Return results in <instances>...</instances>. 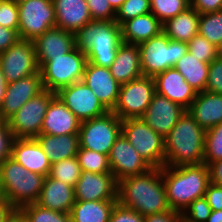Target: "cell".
Returning <instances> with one entry per match:
<instances>
[{"label": "cell", "instance_id": "6f0895ef", "mask_svg": "<svg viewBox=\"0 0 222 222\" xmlns=\"http://www.w3.org/2000/svg\"><path fill=\"white\" fill-rule=\"evenodd\" d=\"M8 222H26L25 219L16 211Z\"/></svg>", "mask_w": 222, "mask_h": 222}, {"label": "cell", "instance_id": "7a4b0ae2", "mask_svg": "<svg viewBox=\"0 0 222 222\" xmlns=\"http://www.w3.org/2000/svg\"><path fill=\"white\" fill-rule=\"evenodd\" d=\"M166 197L171 210L183 213L194 200L204 197L210 183L209 167L206 163L162 167Z\"/></svg>", "mask_w": 222, "mask_h": 222}, {"label": "cell", "instance_id": "74e56055", "mask_svg": "<svg viewBox=\"0 0 222 222\" xmlns=\"http://www.w3.org/2000/svg\"><path fill=\"white\" fill-rule=\"evenodd\" d=\"M222 160V123L206 130L204 144V163Z\"/></svg>", "mask_w": 222, "mask_h": 222}, {"label": "cell", "instance_id": "83f0119b", "mask_svg": "<svg viewBox=\"0 0 222 222\" xmlns=\"http://www.w3.org/2000/svg\"><path fill=\"white\" fill-rule=\"evenodd\" d=\"M122 42L139 45L162 32V23L152 13L131 18L120 25Z\"/></svg>", "mask_w": 222, "mask_h": 222}, {"label": "cell", "instance_id": "603a6c76", "mask_svg": "<svg viewBox=\"0 0 222 222\" xmlns=\"http://www.w3.org/2000/svg\"><path fill=\"white\" fill-rule=\"evenodd\" d=\"M11 158L28 171L45 177L49 175L52 164L35 138H15Z\"/></svg>", "mask_w": 222, "mask_h": 222}, {"label": "cell", "instance_id": "91938a15", "mask_svg": "<svg viewBox=\"0 0 222 222\" xmlns=\"http://www.w3.org/2000/svg\"><path fill=\"white\" fill-rule=\"evenodd\" d=\"M10 1L16 2L18 4V3L25 1V0H10Z\"/></svg>", "mask_w": 222, "mask_h": 222}, {"label": "cell", "instance_id": "52a82bcc", "mask_svg": "<svg viewBox=\"0 0 222 222\" xmlns=\"http://www.w3.org/2000/svg\"><path fill=\"white\" fill-rule=\"evenodd\" d=\"M138 46L143 75L149 77L174 67L188 51L186 42L170 40L163 32Z\"/></svg>", "mask_w": 222, "mask_h": 222}, {"label": "cell", "instance_id": "1f68e13d", "mask_svg": "<svg viewBox=\"0 0 222 222\" xmlns=\"http://www.w3.org/2000/svg\"><path fill=\"white\" fill-rule=\"evenodd\" d=\"M174 67L196 92L205 91L208 81V63L199 61L197 57L187 51V53L177 61Z\"/></svg>", "mask_w": 222, "mask_h": 222}, {"label": "cell", "instance_id": "d4e9b609", "mask_svg": "<svg viewBox=\"0 0 222 222\" xmlns=\"http://www.w3.org/2000/svg\"><path fill=\"white\" fill-rule=\"evenodd\" d=\"M187 111L205 130L217 126L222 123V94L197 92Z\"/></svg>", "mask_w": 222, "mask_h": 222}, {"label": "cell", "instance_id": "f1b7e54d", "mask_svg": "<svg viewBox=\"0 0 222 222\" xmlns=\"http://www.w3.org/2000/svg\"><path fill=\"white\" fill-rule=\"evenodd\" d=\"M51 164L75 157L80 147L79 134H40L35 138Z\"/></svg>", "mask_w": 222, "mask_h": 222}, {"label": "cell", "instance_id": "277c9868", "mask_svg": "<svg viewBox=\"0 0 222 222\" xmlns=\"http://www.w3.org/2000/svg\"><path fill=\"white\" fill-rule=\"evenodd\" d=\"M121 43V28L115 20H93L75 33V46L86 53L88 62L105 68L113 63Z\"/></svg>", "mask_w": 222, "mask_h": 222}, {"label": "cell", "instance_id": "7bdbcfd3", "mask_svg": "<svg viewBox=\"0 0 222 222\" xmlns=\"http://www.w3.org/2000/svg\"><path fill=\"white\" fill-rule=\"evenodd\" d=\"M92 20L113 21L116 11L111 7L108 0H86Z\"/></svg>", "mask_w": 222, "mask_h": 222}, {"label": "cell", "instance_id": "c3c4849f", "mask_svg": "<svg viewBox=\"0 0 222 222\" xmlns=\"http://www.w3.org/2000/svg\"><path fill=\"white\" fill-rule=\"evenodd\" d=\"M144 222H184L182 213L174 210H167L150 214L144 217Z\"/></svg>", "mask_w": 222, "mask_h": 222}, {"label": "cell", "instance_id": "e0dca14e", "mask_svg": "<svg viewBox=\"0 0 222 222\" xmlns=\"http://www.w3.org/2000/svg\"><path fill=\"white\" fill-rule=\"evenodd\" d=\"M44 90L41 72L7 83L0 108V120L7 121L27 101Z\"/></svg>", "mask_w": 222, "mask_h": 222}, {"label": "cell", "instance_id": "b9f144b4", "mask_svg": "<svg viewBox=\"0 0 222 222\" xmlns=\"http://www.w3.org/2000/svg\"><path fill=\"white\" fill-rule=\"evenodd\" d=\"M18 4L10 0L0 1V26L18 32Z\"/></svg>", "mask_w": 222, "mask_h": 222}, {"label": "cell", "instance_id": "9f6ffc18", "mask_svg": "<svg viewBox=\"0 0 222 222\" xmlns=\"http://www.w3.org/2000/svg\"><path fill=\"white\" fill-rule=\"evenodd\" d=\"M108 1H109V3H110L111 7H112L115 11H117V10L122 6V4H123V2H124L125 0H108Z\"/></svg>", "mask_w": 222, "mask_h": 222}, {"label": "cell", "instance_id": "6da1fadb", "mask_svg": "<svg viewBox=\"0 0 222 222\" xmlns=\"http://www.w3.org/2000/svg\"><path fill=\"white\" fill-rule=\"evenodd\" d=\"M117 202L143 217L170 210L162 168H151L141 175L118 181Z\"/></svg>", "mask_w": 222, "mask_h": 222}, {"label": "cell", "instance_id": "836d02e7", "mask_svg": "<svg viewBox=\"0 0 222 222\" xmlns=\"http://www.w3.org/2000/svg\"><path fill=\"white\" fill-rule=\"evenodd\" d=\"M198 33L217 47L222 42V10L200 14Z\"/></svg>", "mask_w": 222, "mask_h": 222}, {"label": "cell", "instance_id": "9c48e42d", "mask_svg": "<svg viewBox=\"0 0 222 222\" xmlns=\"http://www.w3.org/2000/svg\"><path fill=\"white\" fill-rule=\"evenodd\" d=\"M122 131V120L112 111L82 121L79 129L80 148L109 155L111 147Z\"/></svg>", "mask_w": 222, "mask_h": 222}, {"label": "cell", "instance_id": "4dcf8cb0", "mask_svg": "<svg viewBox=\"0 0 222 222\" xmlns=\"http://www.w3.org/2000/svg\"><path fill=\"white\" fill-rule=\"evenodd\" d=\"M117 200L75 201L70 211L71 222H109Z\"/></svg>", "mask_w": 222, "mask_h": 222}, {"label": "cell", "instance_id": "680465c9", "mask_svg": "<svg viewBox=\"0 0 222 222\" xmlns=\"http://www.w3.org/2000/svg\"><path fill=\"white\" fill-rule=\"evenodd\" d=\"M217 58L222 60V42L217 46Z\"/></svg>", "mask_w": 222, "mask_h": 222}, {"label": "cell", "instance_id": "bcb514c9", "mask_svg": "<svg viewBox=\"0 0 222 222\" xmlns=\"http://www.w3.org/2000/svg\"><path fill=\"white\" fill-rule=\"evenodd\" d=\"M109 222H144V217L138 212L117 203L111 213Z\"/></svg>", "mask_w": 222, "mask_h": 222}, {"label": "cell", "instance_id": "e575fe53", "mask_svg": "<svg viewBox=\"0 0 222 222\" xmlns=\"http://www.w3.org/2000/svg\"><path fill=\"white\" fill-rule=\"evenodd\" d=\"M82 173L78 160L75 157L53 163L50 167L49 177L75 187Z\"/></svg>", "mask_w": 222, "mask_h": 222}, {"label": "cell", "instance_id": "4316f807", "mask_svg": "<svg viewBox=\"0 0 222 222\" xmlns=\"http://www.w3.org/2000/svg\"><path fill=\"white\" fill-rule=\"evenodd\" d=\"M36 203L53 211L70 213L75 203L74 187L47 175Z\"/></svg>", "mask_w": 222, "mask_h": 222}, {"label": "cell", "instance_id": "d590c367", "mask_svg": "<svg viewBox=\"0 0 222 222\" xmlns=\"http://www.w3.org/2000/svg\"><path fill=\"white\" fill-rule=\"evenodd\" d=\"M76 158L82 171L111 173L108 155L106 154L79 147Z\"/></svg>", "mask_w": 222, "mask_h": 222}, {"label": "cell", "instance_id": "11a10c76", "mask_svg": "<svg viewBox=\"0 0 222 222\" xmlns=\"http://www.w3.org/2000/svg\"><path fill=\"white\" fill-rule=\"evenodd\" d=\"M207 222H222V210H212Z\"/></svg>", "mask_w": 222, "mask_h": 222}, {"label": "cell", "instance_id": "d6a6232c", "mask_svg": "<svg viewBox=\"0 0 222 222\" xmlns=\"http://www.w3.org/2000/svg\"><path fill=\"white\" fill-rule=\"evenodd\" d=\"M17 212L26 222H71L69 213L53 211L37 203L22 206Z\"/></svg>", "mask_w": 222, "mask_h": 222}, {"label": "cell", "instance_id": "ba28073f", "mask_svg": "<svg viewBox=\"0 0 222 222\" xmlns=\"http://www.w3.org/2000/svg\"><path fill=\"white\" fill-rule=\"evenodd\" d=\"M121 132L152 168L165 166L164 137L149 127L142 118L122 120Z\"/></svg>", "mask_w": 222, "mask_h": 222}, {"label": "cell", "instance_id": "484cf974", "mask_svg": "<svg viewBox=\"0 0 222 222\" xmlns=\"http://www.w3.org/2000/svg\"><path fill=\"white\" fill-rule=\"evenodd\" d=\"M109 70L120 84L143 76L139 46L122 42L118 47L115 59Z\"/></svg>", "mask_w": 222, "mask_h": 222}, {"label": "cell", "instance_id": "9a60e30c", "mask_svg": "<svg viewBox=\"0 0 222 222\" xmlns=\"http://www.w3.org/2000/svg\"><path fill=\"white\" fill-rule=\"evenodd\" d=\"M108 160L111 173L117 182L130 176L141 175L152 168L122 132L111 147Z\"/></svg>", "mask_w": 222, "mask_h": 222}, {"label": "cell", "instance_id": "f5cc1de1", "mask_svg": "<svg viewBox=\"0 0 222 222\" xmlns=\"http://www.w3.org/2000/svg\"><path fill=\"white\" fill-rule=\"evenodd\" d=\"M17 210L0 196V222H8Z\"/></svg>", "mask_w": 222, "mask_h": 222}, {"label": "cell", "instance_id": "ffe728a7", "mask_svg": "<svg viewBox=\"0 0 222 222\" xmlns=\"http://www.w3.org/2000/svg\"><path fill=\"white\" fill-rule=\"evenodd\" d=\"M156 93L165 96L188 109L196 98L197 92L191 87L180 72L171 67L153 77Z\"/></svg>", "mask_w": 222, "mask_h": 222}, {"label": "cell", "instance_id": "d6986e66", "mask_svg": "<svg viewBox=\"0 0 222 222\" xmlns=\"http://www.w3.org/2000/svg\"><path fill=\"white\" fill-rule=\"evenodd\" d=\"M82 81L108 111L114 109L121 84L115 80L109 68L87 62Z\"/></svg>", "mask_w": 222, "mask_h": 222}, {"label": "cell", "instance_id": "7402d4cb", "mask_svg": "<svg viewBox=\"0 0 222 222\" xmlns=\"http://www.w3.org/2000/svg\"><path fill=\"white\" fill-rule=\"evenodd\" d=\"M81 121L55 95L46 110L40 134H79Z\"/></svg>", "mask_w": 222, "mask_h": 222}, {"label": "cell", "instance_id": "60d3db41", "mask_svg": "<svg viewBox=\"0 0 222 222\" xmlns=\"http://www.w3.org/2000/svg\"><path fill=\"white\" fill-rule=\"evenodd\" d=\"M211 211L207 199L201 197L191 202L183 211L182 216L184 222H207Z\"/></svg>", "mask_w": 222, "mask_h": 222}, {"label": "cell", "instance_id": "ac0fdd59", "mask_svg": "<svg viewBox=\"0 0 222 222\" xmlns=\"http://www.w3.org/2000/svg\"><path fill=\"white\" fill-rule=\"evenodd\" d=\"M186 111L180 104L155 93L141 118L154 131L165 137Z\"/></svg>", "mask_w": 222, "mask_h": 222}, {"label": "cell", "instance_id": "f35d334b", "mask_svg": "<svg viewBox=\"0 0 222 222\" xmlns=\"http://www.w3.org/2000/svg\"><path fill=\"white\" fill-rule=\"evenodd\" d=\"M187 49L188 52L197 57L199 61L208 64L217 58V47L199 33L187 42Z\"/></svg>", "mask_w": 222, "mask_h": 222}, {"label": "cell", "instance_id": "681fc988", "mask_svg": "<svg viewBox=\"0 0 222 222\" xmlns=\"http://www.w3.org/2000/svg\"><path fill=\"white\" fill-rule=\"evenodd\" d=\"M191 7L199 14L222 10V0H190Z\"/></svg>", "mask_w": 222, "mask_h": 222}, {"label": "cell", "instance_id": "8fae6325", "mask_svg": "<svg viewBox=\"0 0 222 222\" xmlns=\"http://www.w3.org/2000/svg\"><path fill=\"white\" fill-rule=\"evenodd\" d=\"M55 95V92L44 89L7 120L14 138H36L40 135L47 107Z\"/></svg>", "mask_w": 222, "mask_h": 222}, {"label": "cell", "instance_id": "f6af8a7d", "mask_svg": "<svg viewBox=\"0 0 222 222\" xmlns=\"http://www.w3.org/2000/svg\"><path fill=\"white\" fill-rule=\"evenodd\" d=\"M14 139L7 121L0 120V165L4 160L11 157Z\"/></svg>", "mask_w": 222, "mask_h": 222}, {"label": "cell", "instance_id": "ee69618b", "mask_svg": "<svg viewBox=\"0 0 222 222\" xmlns=\"http://www.w3.org/2000/svg\"><path fill=\"white\" fill-rule=\"evenodd\" d=\"M205 91L222 94V60L219 58L214 59L209 64Z\"/></svg>", "mask_w": 222, "mask_h": 222}, {"label": "cell", "instance_id": "8992f818", "mask_svg": "<svg viewBox=\"0 0 222 222\" xmlns=\"http://www.w3.org/2000/svg\"><path fill=\"white\" fill-rule=\"evenodd\" d=\"M88 62L86 53L77 46L59 57H50L41 67L43 87L57 92L60 88L82 81Z\"/></svg>", "mask_w": 222, "mask_h": 222}, {"label": "cell", "instance_id": "4fadbf2b", "mask_svg": "<svg viewBox=\"0 0 222 222\" xmlns=\"http://www.w3.org/2000/svg\"><path fill=\"white\" fill-rule=\"evenodd\" d=\"M0 68L7 83L28 77L40 71L33 41L18 39L0 53Z\"/></svg>", "mask_w": 222, "mask_h": 222}, {"label": "cell", "instance_id": "3957f363", "mask_svg": "<svg viewBox=\"0 0 222 222\" xmlns=\"http://www.w3.org/2000/svg\"><path fill=\"white\" fill-rule=\"evenodd\" d=\"M206 130L188 111L164 137L165 166L178 167L204 163Z\"/></svg>", "mask_w": 222, "mask_h": 222}, {"label": "cell", "instance_id": "816d5d0a", "mask_svg": "<svg viewBox=\"0 0 222 222\" xmlns=\"http://www.w3.org/2000/svg\"><path fill=\"white\" fill-rule=\"evenodd\" d=\"M210 182L222 186V160L212 162L208 165Z\"/></svg>", "mask_w": 222, "mask_h": 222}, {"label": "cell", "instance_id": "ab89813d", "mask_svg": "<svg viewBox=\"0 0 222 222\" xmlns=\"http://www.w3.org/2000/svg\"><path fill=\"white\" fill-rule=\"evenodd\" d=\"M146 13H151L150 0H125L116 11L115 22L120 26L123 22Z\"/></svg>", "mask_w": 222, "mask_h": 222}, {"label": "cell", "instance_id": "5b68a950", "mask_svg": "<svg viewBox=\"0 0 222 222\" xmlns=\"http://www.w3.org/2000/svg\"><path fill=\"white\" fill-rule=\"evenodd\" d=\"M44 179L9 157L0 165V196L18 210L38 201Z\"/></svg>", "mask_w": 222, "mask_h": 222}, {"label": "cell", "instance_id": "f546056e", "mask_svg": "<svg viewBox=\"0 0 222 222\" xmlns=\"http://www.w3.org/2000/svg\"><path fill=\"white\" fill-rule=\"evenodd\" d=\"M200 14L192 7L162 24V32L170 39L189 42L198 34Z\"/></svg>", "mask_w": 222, "mask_h": 222}, {"label": "cell", "instance_id": "db71d44e", "mask_svg": "<svg viewBox=\"0 0 222 222\" xmlns=\"http://www.w3.org/2000/svg\"><path fill=\"white\" fill-rule=\"evenodd\" d=\"M6 87H7V82H6V79L4 77L2 70L0 68V108L3 103V99L5 97Z\"/></svg>", "mask_w": 222, "mask_h": 222}, {"label": "cell", "instance_id": "2e32d148", "mask_svg": "<svg viewBox=\"0 0 222 222\" xmlns=\"http://www.w3.org/2000/svg\"><path fill=\"white\" fill-rule=\"evenodd\" d=\"M117 189L112 173L82 171L74 187L75 201L117 200Z\"/></svg>", "mask_w": 222, "mask_h": 222}, {"label": "cell", "instance_id": "44dd1931", "mask_svg": "<svg viewBox=\"0 0 222 222\" xmlns=\"http://www.w3.org/2000/svg\"><path fill=\"white\" fill-rule=\"evenodd\" d=\"M39 67L50 57H59L75 47V34L53 27L33 40Z\"/></svg>", "mask_w": 222, "mask_h": 222}, {"label": "cell", "instance_id": "7c38bea8", "mask_svg": "<svg viewBox=\"0 0 222 222\" xmlns=\"http://www.w3.org/2000/svg\"><path fill=\"white\" fill-rule=\"evenodd\" d=\"M18 35L33 41L48 29L56 26L52 0H25L18 3Z\"/></svg>", "mask_w": 222, "mask_h": 222}, {"label": "cell", "instance_id": "cb8c5ba5", "mask_svg": "<svg viewBox=\"0 0 222 222\" xmlns=\"http://www.w3.org/2000/svg\"><path fill=\"white\" fill-rule=\"evenodd\" d=\"M56 27L71 33H77L88 23L92 22L86 0H52Z\"/></svg>", "mask_w": 222, "mask_h": 222}, {"label": "cell", "instance_id": "30bf717a", "mask_svg": "<svg viewBox=\"0 0 222 222\" xmlns=\"http://www.w3.org/2000/svg\"><path fill=\"white\" fill-rule=\"evenodd\" d=\"M153 77L140 76L121 84L114 112L121 120L141 118L155 95Z\"/></svg>", "mask_w": 222, "mask_h": 222}, {"label": "cell", "instance_id": "f907efd6", "mask_svg": "<svg viewBox=\"0 0 222 222\" xmlns=\"http://www.w3.org/2000/svg\"><path fill=\"white\" fill-rule=\"evenodd\" d=\"M18 39L20 38L16 30L0 26V53L7 50Z\"/></svg>", "mask_w": 222, "mask_h": 222}, {"label": "cell", "instance_id": "7dc6e473", "mask_svg": "<svg viewBox=\"0 0 222 222\" xmlns=\"http://www.w3.org/2000/svg\"><path fill=\"white\" fill-rule=\"evenodd\" d=\"M204 197L207 199L211 210H222V186L210 182Z\"/></svg>", "mask_w": 222, "mask_h": 222}, {"label": "cell", "instance_id": "5bb4252c", "mask_svg": "<svg viewBox=\"0 0 222 222\" xmlns=\"http://www.w3.org/2000/svg\"><path fill=\"white\" fill-rule=\"evenodd\" d=\"M56 95L81 122L108 112L83 81L60 88Z\"/></svg>", "mask_w": 222, "mask_h": 222}, {"label": "cell", "instance_id": "8d00e7d4", "mask_svg": "<svg viewBox=\"0 0 222 222\" xmlns=\"http://www.w3.org/2000/svg\"><path fill=\"white\" fill-rule=\"evenodd\" d=\"M151 13L163 24L191 7L190 0H150Z\"/></svg>", "mask_w": 222, "mask_h": 222}]
</instances>
